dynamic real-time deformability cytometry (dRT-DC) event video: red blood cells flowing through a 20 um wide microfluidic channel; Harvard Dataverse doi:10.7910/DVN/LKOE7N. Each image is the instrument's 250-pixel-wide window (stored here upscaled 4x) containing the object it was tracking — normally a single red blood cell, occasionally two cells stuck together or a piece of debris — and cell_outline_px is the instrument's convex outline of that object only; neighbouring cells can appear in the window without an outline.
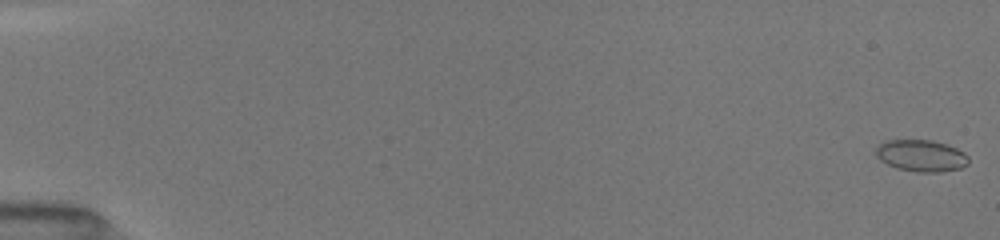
{"species": "common noctule bat (a hibernating species)", "species_latin": "Nyctalus noctula", "temperature_condition": "room temperature", "stored_images_in_passage": 22, "camera_frame_rate_fps": 3000, "um_per_image_px": 0.085, "animal": {"sex": "female", "body_mass_g": 19.5, "forearm_length_mm": 54.1}, "frame": {"image": 1, "passage_image": 1, "time_ms": 0.0, "image_size_px": [1000, 240], "cell_outline_px": [[968, 164], [960, 168], [940, 172], [920, 172], [896, 168], [880, 160], [876, 156], [876, 148], [884, 140], [932, 140], [956, 148], [964, 152], [968, 156]], "centroid_in_image_um": [78.3, 13.23], "position_along_channel_um": 6.7, "area_um2": 17.05}}
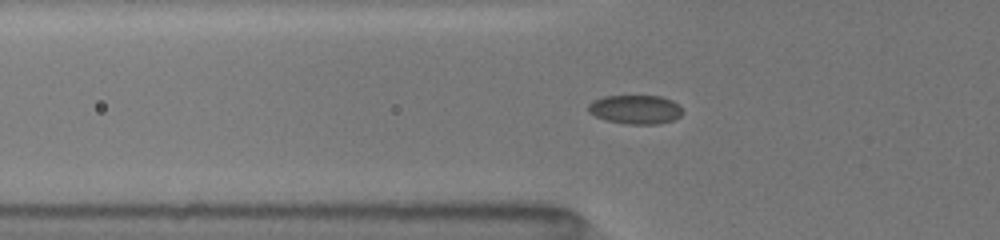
{"frame": {"image": 2, "passage_image": 13, "time_ms": 6.0, "image_size_px": [1000, 240], "cell_outline_px": [[684, 112], [680, 116], [672, 120], [660, 124], [628, 124], [604, 120], [588, 112], [588, 104], [592, 100], [604, 96], [660, 96], [672, 100]], "centroid_in_image_um": [53.98, 9.31], "position_along_channel_um": 71.8, "area_um2": 15.95}}
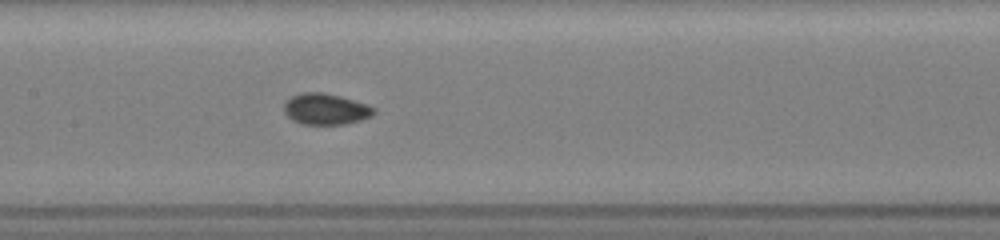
{"frame": {"image": 3, "passage_image": 22, "time_ms": 8.667, "image_size_px": [1000, 240], "cell_outline_px": [[376, 112], [372, 116], [360, 120], [344, 124], [300, 124], [292, 120], [284, 112], [284, 100], [300, 92], [324, 92], [340, 96], [368, 104], [376, 108]], "centroid_in_image_um": [27.68, 9.26], "position_along_channel_um": 179.7, "area_um2": 16.53}}